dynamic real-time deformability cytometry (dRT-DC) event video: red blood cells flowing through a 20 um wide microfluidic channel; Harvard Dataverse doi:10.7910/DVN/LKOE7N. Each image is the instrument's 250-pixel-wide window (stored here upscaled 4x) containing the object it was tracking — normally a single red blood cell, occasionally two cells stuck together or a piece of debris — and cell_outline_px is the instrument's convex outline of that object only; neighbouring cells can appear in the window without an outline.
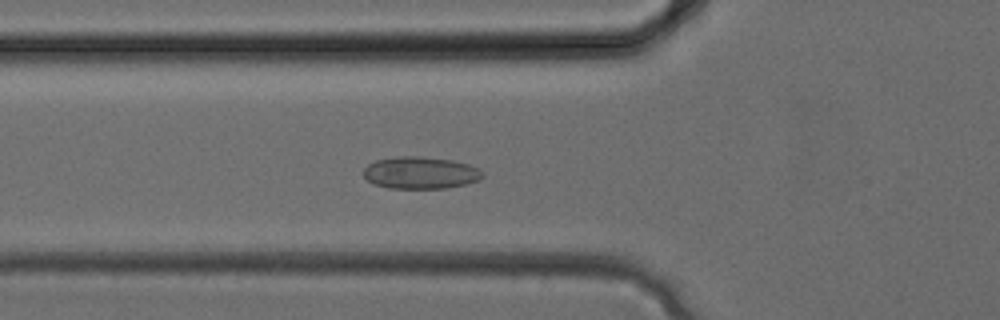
{"species": "common noctule bat (a hibernating species)", "species_latin": "Nyctalus noctula", "temperature_condition": "cold", "stored_images_in_passage": 33, "camera_frame_rate_fps": 3000, "um_per_image_px": 0.085, "animal": {"sex": "female", "body_mass_g": 24.6, "forearm_length_mm": 56.2}, "frame": {"image": 1, "passage_image": 12, "time_ms": 3.667, "image_size_px": [1000, 320], "cell_outline_px": [[484, 176], [480, 180], [464, 184], [444, 188], [388, 188], [376, 184], [368, 180], [364, 176], [364, 168], [368, 164], [376, 160], [400, 156], [416, 156], [452, 160], [468, 164], [480, 168], [484, 172]], "centroid_in_image_um": [35.77, 14.68], "position_along_channel_um": 90.0, "area_um2": 22.2}}
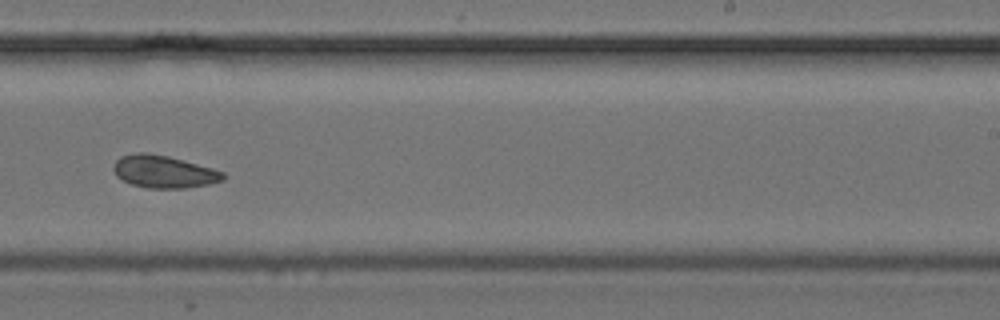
{"frame": {"image": 2, "passage_image": 21, "time_ms": 6.667, "image_size_px": [1000, 320], "cell_outline_px": [[224, 180], [208, 184], [184, 188], [148, 188], [132, 184], [116, 176], [112, 168], [116, 160], [120, 156], [136, 152], [144, 152], [168, 156], [212, 168], [224, 172]], "centroid_in_image_um": [13.9, 14.58], "position_along_channel_um": 275.1, "area_um2": 20.63}}
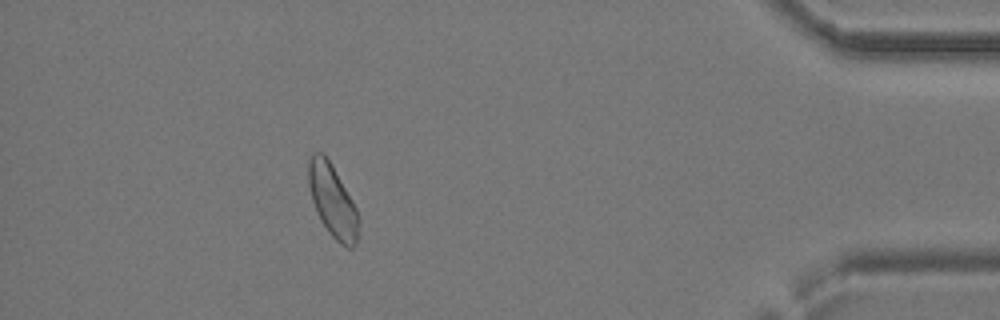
{"frame": {"image": 3, "passage_image": 30, "time_ms": 9.667, "image_size_px": [1000, 320], "cell_outline_px": [[356, 244], [352, 248], [348, 248], [340, 244], [328, 232], [320, 220], [312, 200], [308, 184], [308, 160], [312, 152], [324, 152], [332, 164], [352, 200], [356, 208]], "centroid_in_image_um": [28.21, 17.01], "position_along_channel_um": 407.0, "area_um2": 20.87}}